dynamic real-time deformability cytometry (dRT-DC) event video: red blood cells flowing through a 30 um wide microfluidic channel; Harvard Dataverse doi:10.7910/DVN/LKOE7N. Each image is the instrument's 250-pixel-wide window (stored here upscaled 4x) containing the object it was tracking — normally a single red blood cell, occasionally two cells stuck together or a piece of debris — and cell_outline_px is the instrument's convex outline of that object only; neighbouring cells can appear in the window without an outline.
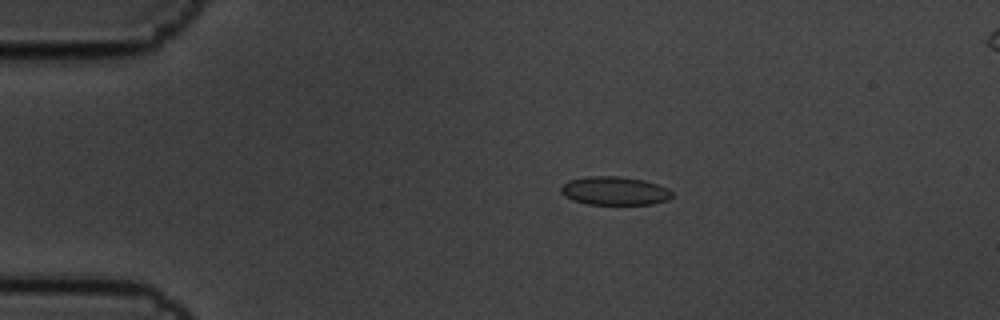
{"species": "common noctule bat (a hibernating species)", "species_latin": "Nyctalus noctula", "temperature_condition": "cold", "stored_images_in_passage": 5, "camera_frame_rate_fps": 3000, "um_per_image_px": 0.085, "animal": {"sex": "male", "body_mass_g": 19.5, "forearm_length_mm": 54.6}, "frame": {"image": 1, "passage_image": 3, "time_ms": 0.667, "image_size_px": [1000, 320], "cell_outline_px": [[672, 196], [668, 200], [652, 204], [588, 204], [572, 200], [564, 196], [560, 192], [560, 188], [568, 180], [588, 176], [620, 176], [644, 180], [668, 188], [672, 192]], "centroid_in_image_um": [52.22, 16.22], "position_along_channel_um": 32.8, "area_um2": 18.5}}